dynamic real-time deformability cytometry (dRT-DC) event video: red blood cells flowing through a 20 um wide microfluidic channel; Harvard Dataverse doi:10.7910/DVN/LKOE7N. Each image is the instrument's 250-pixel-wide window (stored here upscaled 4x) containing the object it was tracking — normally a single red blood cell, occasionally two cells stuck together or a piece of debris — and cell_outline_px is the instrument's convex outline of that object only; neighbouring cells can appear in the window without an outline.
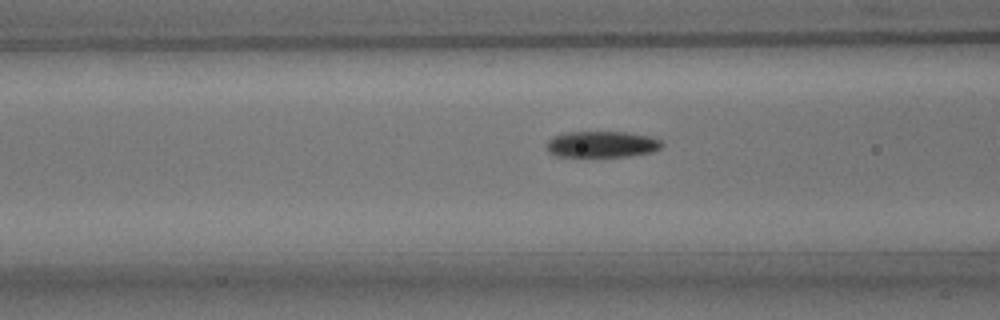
{"species": "common noctule bat (a hibernating species)", "species_latin": "Nyctalus noctula", "temperature_condition": "room temperature", "stored_images_in_passage": 34, "camera_frame_rate_fps": 3000, "um_per_image_px": 0.085, "animal": {"sex": "male", "body_mass_g": 15.6}, "frame": {"image": 1, "passage_image": 6, "time_ms": 1.667, "image_size_px": [1000, 320], "cell_outline_px": [[664, 144], [660, 148], [652, 152], [628, 156], [556, 156], [548, 152], [548, 140], [552, 136], [568, 132], [628, 132], [648, 136], [660, 140]], "centroid_in_image_um": [51.16, 12.26], "position_along_channel_um": 115.4, "area_um2": 17.51}}
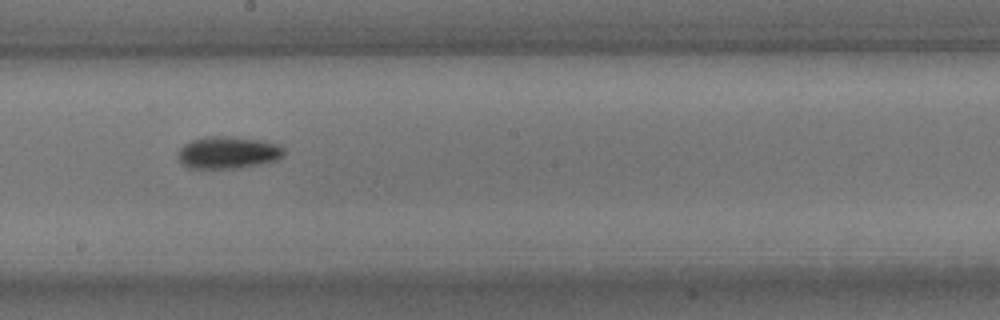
{"frame": {"image": 2, "passage_image": 15, "time_ms": 4.667, "image_size_px": [1000, 320], "cell_outline_px": [[284, 156], [276, 160], [260, 164], [240, 168], [188, 168], [176, 156], [176, 152], [184, 144], [192, 140], [208, 136], [232, 136], [264, 140], [276, 144], [284, 148]], "centroid_in_image_um": [19.38, 12.96], "position_along_channel_um": 228.8, "area_um2": 20.06}}
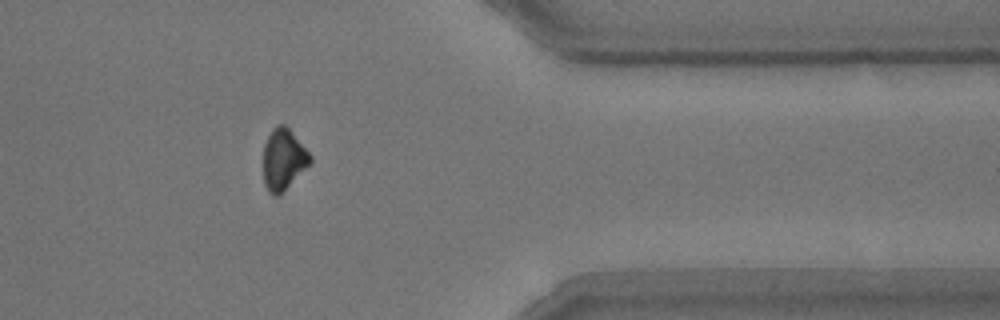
{"frame": {"image": 3, "passage_image": 29, "time_ms": 9.333, "image_size_px": [1000, 320], "cell_outline_px": [[312, 160], [276, 196], [272, 196], [268, 192], [264, 184], [264, 144], [272, 128], [276, 124], [284, 124], [292, 132], [312, 156]], "centroid_in_image_um": [24.05, 13.49], "position_along_channel_um": 387.3, "area_um2": 16.13}, "authors_computed_cell_mechanics": {"area_um2": 18.0047, "velocity_mm_per_s": 3.7717, "shape_relaxation_time_tau1_ms": 2.6411, "shape_relaxation_time_tau2_ms": null, "deformation_change_tau1": 0.1186, "deformation_change_tau2": null}}